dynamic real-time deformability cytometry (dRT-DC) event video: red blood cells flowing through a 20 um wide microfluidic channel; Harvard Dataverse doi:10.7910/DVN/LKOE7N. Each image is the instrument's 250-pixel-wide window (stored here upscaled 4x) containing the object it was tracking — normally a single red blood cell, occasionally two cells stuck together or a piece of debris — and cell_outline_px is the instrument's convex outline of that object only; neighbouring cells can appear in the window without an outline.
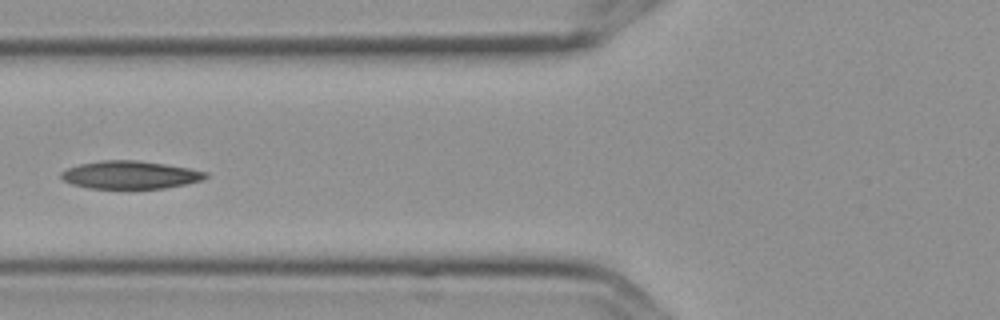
{"species": "Egyptian fruit bat (a non-hibernating species)", "species_latin": "Rousettus aegyptiacus", "temperature_condition": "cold", "stored_images_in_passage": 11, "camera_frame_rate_fps": 3000, "um_per_image_px": 0.085, "frame": {"image": 1, "passage_image": 7, "time_ms": 2.0, "image_size_px": [1000, 320], "cell_outline_px": [[208, 176], [200, 180], [184, 184], [164, 188], [88, 188], [72, 184], [64, 180], [60, 176], [60, 172], [68, 168], [80, 164], [100, 160], [136, 160], [164, 164], [188, 168], [208, 172]], "centroid_in_image_um": [11.03, 14.86], "position_along_channel_um": 114.8, "area_um2": 23.24}}
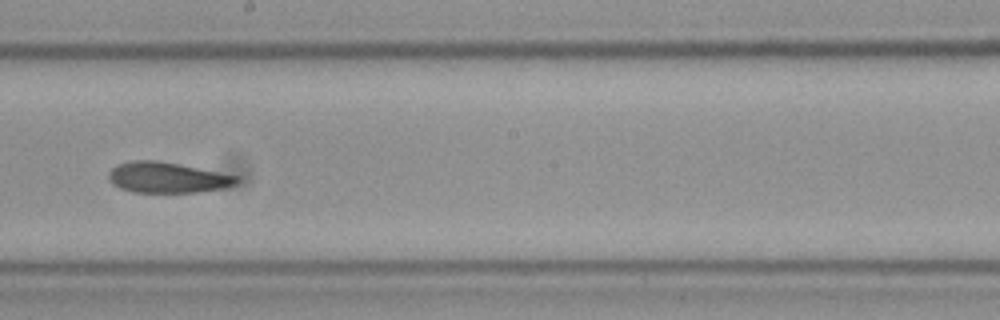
{"frame": {"image": 2, "passage_image": 10, "time_ms": 3.0, "image_size_px": [1000, 320], "cell_outline_px": [[240, 180], [236, 184], [228, 188], [200, 192], [132, 192], [120, 188], [112, 184], [108, 180], [108, 172], [116, 164], [132, 160], [156, 160], [240, 176]], "centroid_in_image_um": [14.23, 15.1], "position_along_channel_um": 234.0, "area_um2": 23.12}}
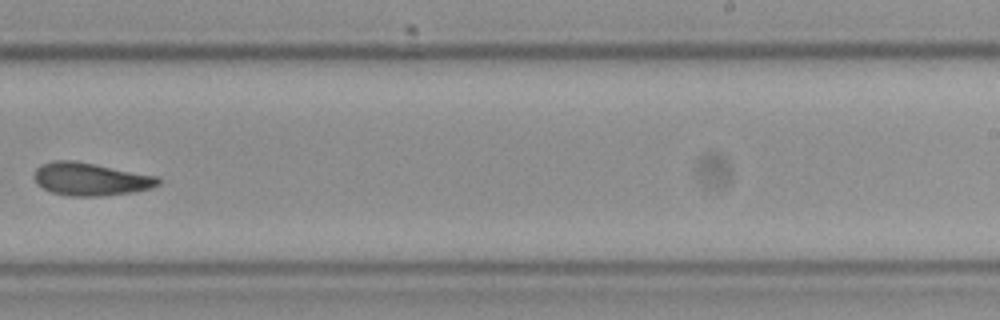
{"frame": {"image": 3, "passage_image": 11, "time_ms": 3.333, "image_size_px": [1000, 320], "cell_outline_px": [[160, 184], [152, 188], [132, 192], [104, 196], [68, 196], [52, 192], [44, 188], [32, 176], [36, 168], [40, 164], [52, 160], [76, 160], [160, 176]], "centroid_in_image_um": [7.72, 15.21], "position_along_channel_um": 281.3, "area_um2": 24.1}}